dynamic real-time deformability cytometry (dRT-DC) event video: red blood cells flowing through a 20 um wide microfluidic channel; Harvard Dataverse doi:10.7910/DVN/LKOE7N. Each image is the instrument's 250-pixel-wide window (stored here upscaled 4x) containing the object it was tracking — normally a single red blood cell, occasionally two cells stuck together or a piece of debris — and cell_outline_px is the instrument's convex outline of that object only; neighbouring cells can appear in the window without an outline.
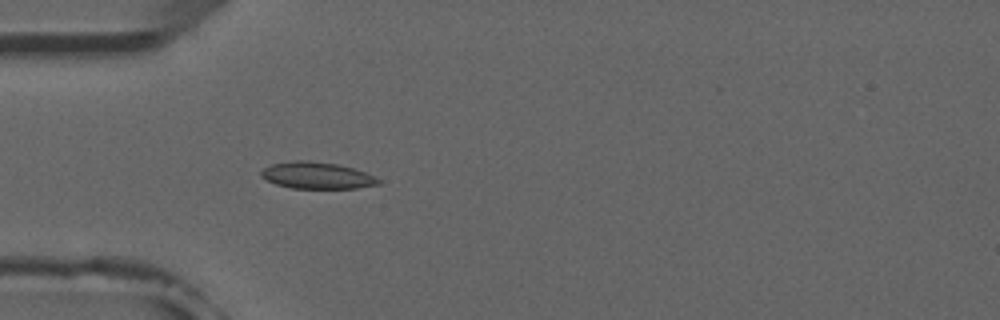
{"species": "common noctule bat (a hibernating species)", "species_latin": "Nyctalus noctula", "temperature_condition": "room temperature", "stored_images_in_passage": 1, "camera_frame_rate_fps": 3000, "um_per_image_px": 0.085, "animal": {"sex": "male", "forearm_length_mm": 52.5}, "frame": {"image": 1, "passage_image": 1, "time_ms": 0.0, "image_size_px": [1000, 320], "cell_outline_px": [[380, 184], [356, 188], [292, 188], [276, 184], [260, 176], [260, 172], [264, 168], [272, 164], [292, 160], [308, 160], [336, 164], [352, 168], [376, 176], [380, 180]], "centroid_in_image_um": [26.93, 14.91], "position_along_channel_um": 58.1, "area_um2": 18.15}}